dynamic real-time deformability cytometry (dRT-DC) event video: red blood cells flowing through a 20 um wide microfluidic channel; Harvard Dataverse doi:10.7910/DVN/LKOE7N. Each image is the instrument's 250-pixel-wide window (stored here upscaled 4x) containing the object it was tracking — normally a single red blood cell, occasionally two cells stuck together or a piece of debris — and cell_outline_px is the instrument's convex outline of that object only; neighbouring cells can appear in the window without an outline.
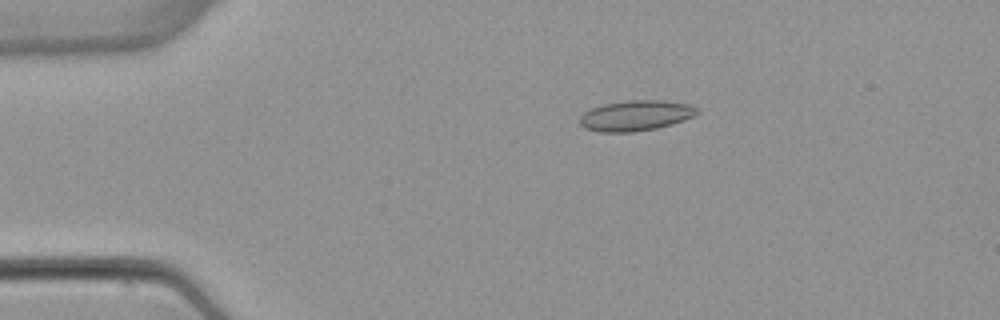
{"species": "common noctule bat (a hibernating species)", "species_latin": "Nyctalus noctula", "temperature_condition": "warm", "stored_images_in_passage": 4, "camera_frame_rate_fps": 3000, "um_per_image_px": 0.085, "animal": {"sex": "female", "body_mass_g": 22.7, "forearm_length_mm": 54.2}, "frame": {"image": 1, "passage_image": 2, "time_ms": 1.333, "image_size_px": [1000, 320], "cell_outline_px": [[700, 112], [684, 120], [672, 124], [656, 128], [632, 132], [600, 132], [584, 128], [580, 124], [580, 116], [584, 112], [592, 108], [604, 104], [628, 100], [664, 100], [688, 104], [696, 108]], "centroid_in_image_um": [54.02, 9.82], "position_along_channel_um": 31.0, "area_um2": 20.75}}
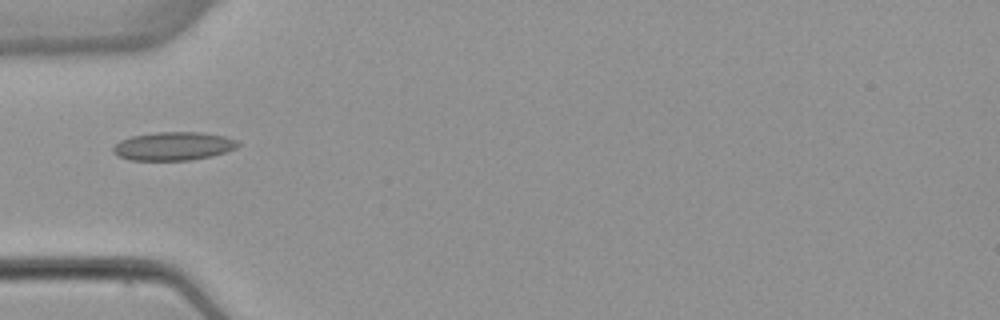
{"frame": {"image": 2, "passage_image": 4, "time_ms": 3.667, "image_size_px": [1000, 320], "cell_outline_px": [[240, 144], [236, 148], [212, 156], [192, 160], [128, 160], [112, 152], [112, 148], [120, 140], [132, 136], [156, 132], [204, 132], [224, 136], [236, 140]], "centroid_in_image_um": [14.74, 12.42], "position_along_channel_um": 70.3, "area_um2": 20.69}}